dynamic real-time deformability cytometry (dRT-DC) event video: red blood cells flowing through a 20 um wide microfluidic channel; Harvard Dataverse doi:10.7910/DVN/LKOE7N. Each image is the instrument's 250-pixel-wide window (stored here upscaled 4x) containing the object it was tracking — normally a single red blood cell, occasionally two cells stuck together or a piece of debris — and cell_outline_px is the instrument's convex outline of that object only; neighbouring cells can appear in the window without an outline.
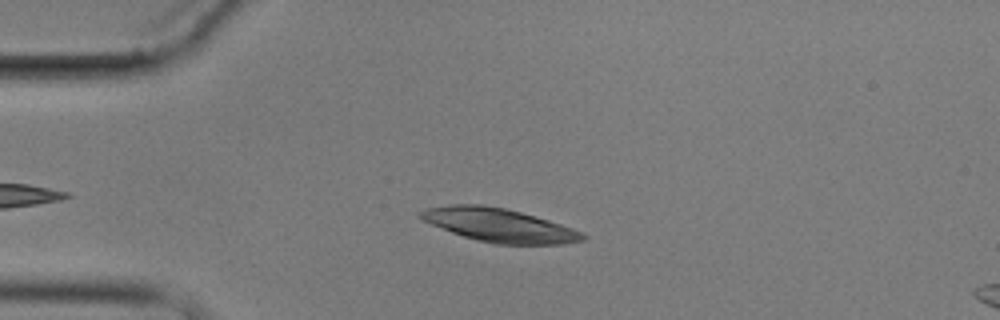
{"species": "common noctule bat (a hibernating species)", "species_latin": "Nyctalus noctula", "temperature_condition": "cold", "stored_images_in_passage": 4, "camera_frame_rate_fps": 3000, "um_per_image_px": 0.085, "animal": {"sex": "male", "body_mass_g": 17.9}, "frame": {"image": 1, "passage_image": 3, "time_ms": 2.333, "image_size_px": [1000, 320], "cell_outline_px": [[588, 240], [564, 244], [496, 244], [476, 240], [452, 232], [420, 220], [416, 216], [424, 208], [452, 204], [480, 204], [504, 208], [536, 216], [572, 228], [588, 236]], "centroid_in_image_um": [42.41, 19.14], "position_along_channel_um": 42.6, "area_um2": 31.79}}